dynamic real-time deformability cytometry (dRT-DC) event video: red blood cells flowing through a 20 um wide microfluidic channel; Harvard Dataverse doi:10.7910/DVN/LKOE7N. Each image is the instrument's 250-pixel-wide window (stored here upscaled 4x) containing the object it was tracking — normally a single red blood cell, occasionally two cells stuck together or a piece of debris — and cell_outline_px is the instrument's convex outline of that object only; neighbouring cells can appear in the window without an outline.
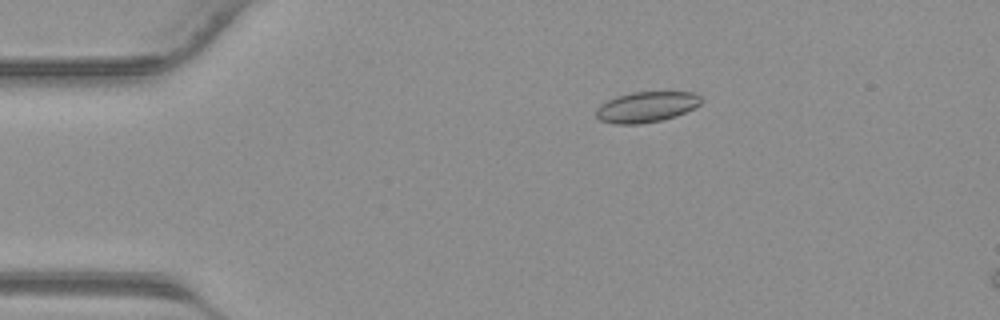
{"species": "common noctule bat (a hibernating species)", "species_latin": "Nyctalus noctula", "temperature_condition": "warm", "stored_images_in_passage": 43, "segment_of_instrument_passage": [1, 2], "camera_frame_rate_fps": 3000, "um_per_image_px": 0.085, "animal": {"sex": "male", "body_mass_g": 23.1, "forearm_length_mm": 52.7}, "frame": {"image": 1, "passage_image": 8, "time_ms": 2.333, "image_size_px": [1000, 320], "cell_outline_px": [[704, 100], [700, 104], [676, 116], [664, 120], [640, 124], [616, 124], [600, 120], [596, 116], [596, 108], [600, 104], [616, 96], [632, 92], [696, 92]], "centroid_in_image_um": [54.95, 9.09], "position_along_channel_um": 30.1, "area_um2": 18.84}}
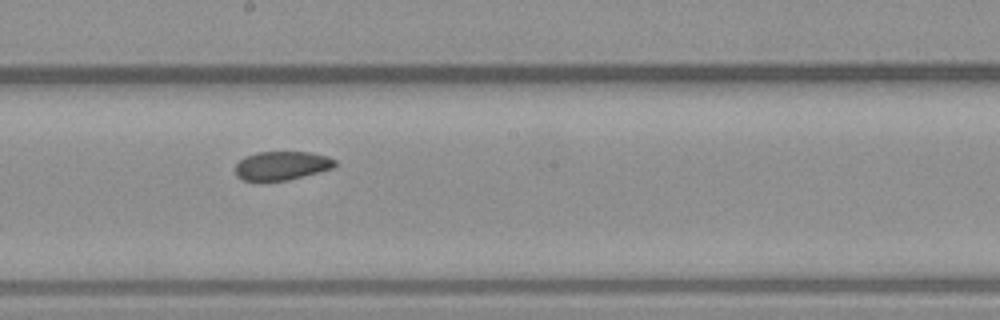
{"frame": {"image": 2, "passage_image": 23, "time_ms": 7.333, "image_size_px": [1000, 320], "cell_outline_px": [[336, 164], [332, 168], [288, 180], [244, 180], [236, 176], [236, 164], [244, 156], [256, 152], [308, 152], [328, 156], [336, 160]], "centroid_in_image_um": [23.94, 14.06], "position_along_channel_um": 224.3, "area_um2": 16.53}}
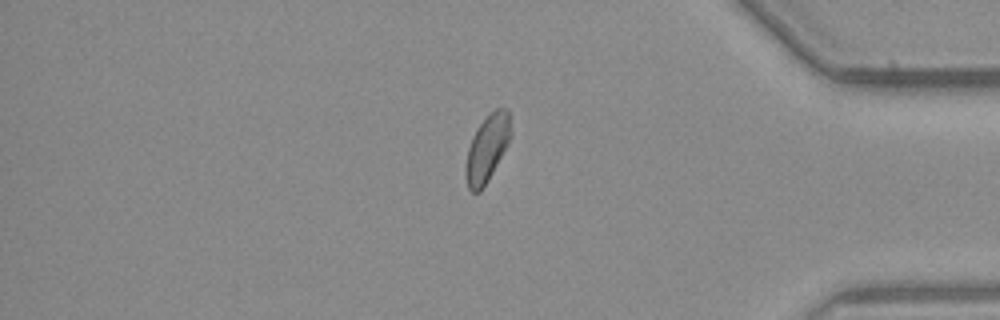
{"frame": {"image": 3, "passage_image": 35, "time_ms": 11.333, "image_size_px": [1000, 320], "cell_outline_px": [[512, 136], [508, 144], [488, 180], [480, 192], [472, 192], [468, 188], [464, 176], [464, 168], [468, 148], [476, 128], [488, 112], [496, 108], [508, 108], [512, 132]], "centroid_in_image_um": [41.4, 12.58], "position_along_channel_um": 393.8, "area_um2": 17.92}}